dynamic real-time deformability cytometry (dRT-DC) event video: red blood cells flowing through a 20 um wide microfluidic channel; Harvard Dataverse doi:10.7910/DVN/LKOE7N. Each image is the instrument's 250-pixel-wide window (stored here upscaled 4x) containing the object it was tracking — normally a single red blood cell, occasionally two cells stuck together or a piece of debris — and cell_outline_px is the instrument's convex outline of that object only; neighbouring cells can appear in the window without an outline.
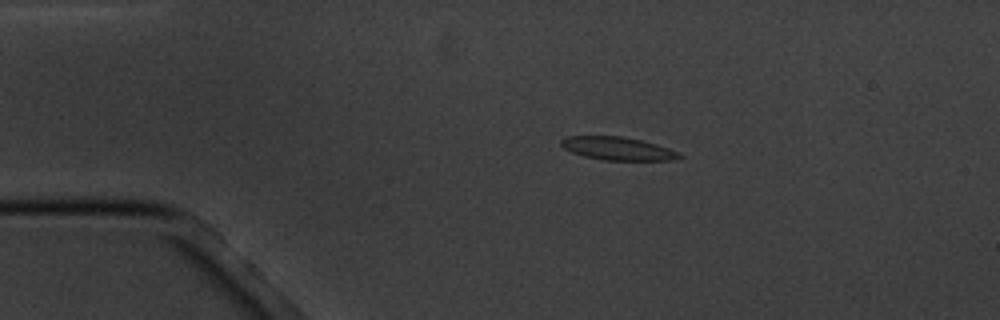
{"species": "common noctule bat (a hibernating species)", "species_latin": "Nyctalus noctula", "temperature_condition": "cold", "stored_images_in_passage": 15, "camera_frame_rate_fps": 3000, "um_per_image_px": 0.085, "animal": {"sex": "male", "body_mass_g": 20.1, "forearm_length_mm": 53.5}, "frame": {"image": 1, "passage_image": 2, "time_ms": 1.0, "image_size_px": [1000, 320], "cell_outline_px": [[684, 156], [672, 160], [604, 160], [584, 156], [572, 152], [564, 148], [560, 144], [560, 140], [564, 136], [620, 136], [640, 140], [656, 144], [668, 148]], "centroid_in_image_um": [52.46, 12.62], "position_along_channel_um": 32.5, "area_um2": 15.78}}
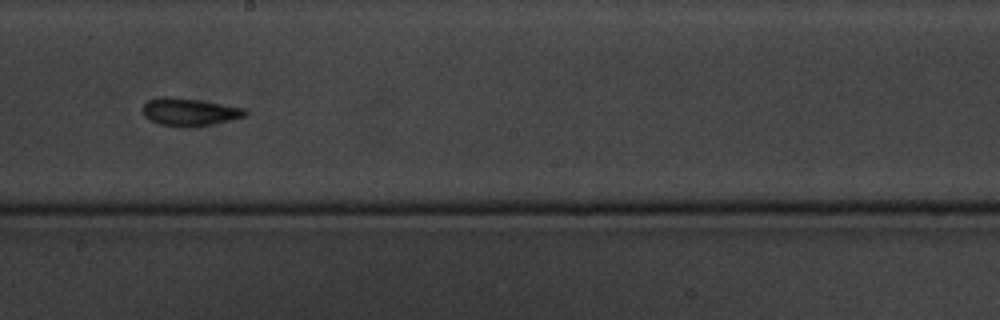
{"frame": {"image": 2, "passage_image": 8, "time_ms": 8.0, "image_size_px": [1000, 320], "cell_outline_px": [[248, 116], [212, 124], [184, 128], [180, 128], [160, 124], [148, 120], [144, 116], [140, 108], [148, 100], [160, 96], [168, 96], [196, 100], [248, 108]], "centroid_in_image_um": [16.08, 9.53], "position_along_channel_um": 232.1, "area_um2": 16.88}}
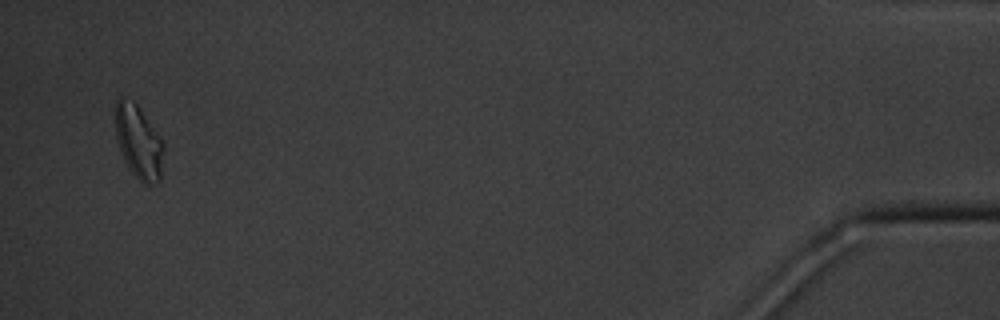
{"frame": {"image": 3, "passage_image": 15, "time_ms": 16.0, "image_size_px": [1000, 320], "cell_outline_px": [[164, 148], [160, 184], [144, 184], [128, 168], [120, 152], [116, 136], [116, 100], [120, 96], [132, 100], [140, 108], [160, 136], [164, 144]], "centroid_in_image_um": [11.8, 12.08], "position_along_channel_um": 423.4, "area_um2": 20.81}, "authors_computed_cell_mechanics": {"area_um2": 15.7794, "velocity_mm_per_s": 3.4233, "shape_relaxation_time_tau1_ms": 2.3451, "shape_relaxation_time_tau2_ms": 1.9846, "deformation_change_tau1": 0.1077, "deformation_change_tau2": 0.1016}}